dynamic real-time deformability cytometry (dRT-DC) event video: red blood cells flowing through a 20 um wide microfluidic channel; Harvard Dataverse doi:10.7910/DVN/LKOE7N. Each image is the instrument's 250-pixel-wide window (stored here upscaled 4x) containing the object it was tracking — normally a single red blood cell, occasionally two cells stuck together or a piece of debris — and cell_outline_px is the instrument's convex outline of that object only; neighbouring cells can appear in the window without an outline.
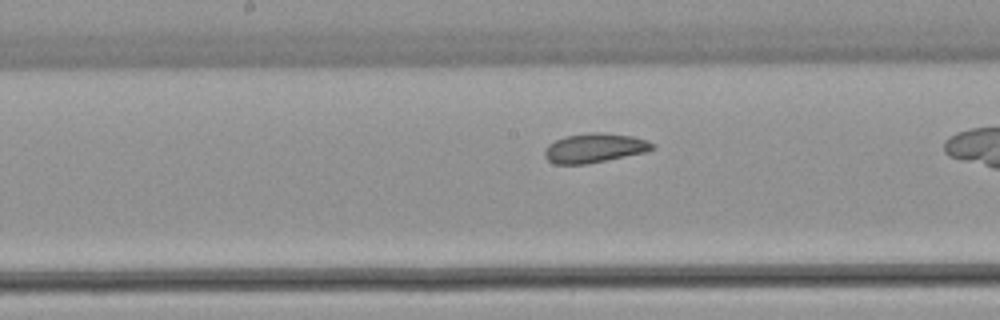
{"species": "common noctule bat (a hibernating species)", "species_latin": "Nyctalus noctula", "temperature_condition": "warm", "stored_images_in_passage": 34, "camera_frame_rate_fps": 3000, "um_per_image_px": 0.085, "animal": {"sex": "female", "body_mass_g": 22.7, "forearm_length_mm": 54.2}, "frame": {"image": 1, "passage_image": 20, "time_ms": 6.333, "image_size_px": [1000, 320], "cell_outline_px": [[656, 148], [644, 152], [584, 164], [556, 164], [548, 160], [544, 156], [544, 148], [548, 144], [564, 136], [588, 132], [604, 132], [632, 136], [648, 140], [656, 144]], "centroid_in_image_um": [50.53, 12.56], "position_along_channel_um": 197.7, "area_um2": 18.44}}